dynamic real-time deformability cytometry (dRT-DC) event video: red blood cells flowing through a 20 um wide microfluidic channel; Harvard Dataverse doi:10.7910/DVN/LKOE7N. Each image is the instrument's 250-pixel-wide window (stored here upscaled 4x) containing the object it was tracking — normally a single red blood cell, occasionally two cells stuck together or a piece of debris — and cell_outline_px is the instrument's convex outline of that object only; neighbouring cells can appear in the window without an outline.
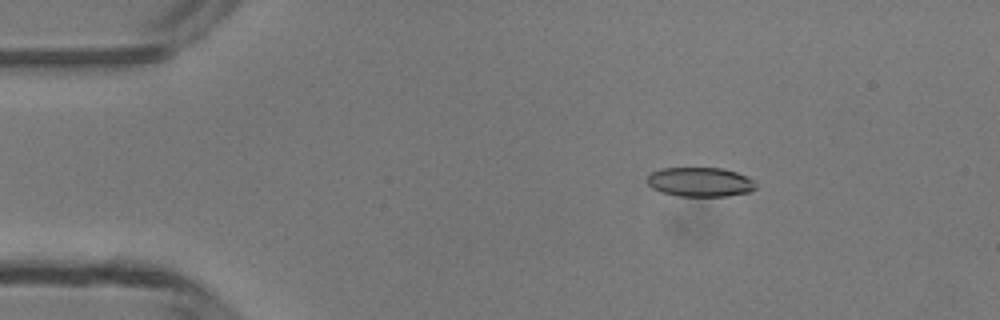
{"species": "common noctule bat (a hibernating species)", "species_latin": "Nyctalus noctula", "temperature_condition": "room temperature", "stored_images_in_passage": 48, "camera_frame_rate_fps": 3000, "um_per_image_px": 0.085, "animal": {"sex": "male", "body_mass_g": 13.3}, "frame": {"image": 1, "passage_image": 7, "time_ms": 2.0, "image_size_px": [1000, 320], "cell_outline_px": [[756, 188], [752, 192], [728, 196], [676, 196], [660, 192], [652, 188], [644, 180], [652, 172], [660, 168], [724, 168], [748, 176], [756, 184]], "centroid_in_image_um": [59.5, 15.47], "position_along_channel_um": 25.5, "area_um2": 18.9}}
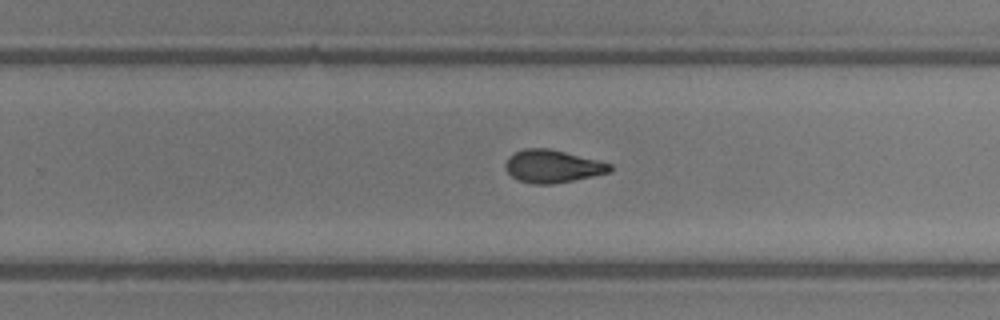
{"frame": {"image": 2, "passage_image": 30, "time_ms": 9.667, "image_size_px": [1000, 320], "cell_outline_px": [[612, 168], [608, 172], [592, 176], [552, 184], [532, 184], [520, 180], [512, 176], [508, 172], [504, 164], [516, 152], [524, 148], [548, 148], [612, 164]], "centroid_in_image_um": [46.95, 14.14], "position_along_channel_um": 282.8, "area_um2": 19.42}}
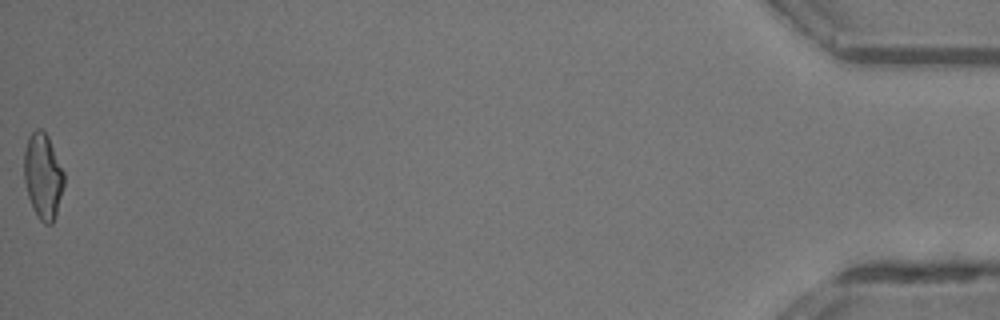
{"frame": {"image": 3, "passage_image": 48, "time_ms": 15.667, "image_size_px": [1000, 320], "cell_outline_px": [[64, 184], [56, 212], [52, 224], [44, 224], [36, 216], [32, 208], [28, 196], [24, 180], [24, 152], [28, 136], [36, 128], [40, 128], [48, 136], [64, 172]], "centroid_in_image_um": [3.63, 14.96], "position_along_channel_um": 431.6, "area_um2": 19.88}, "authors_computed_cell_mechanics": {"area_um2": 19.7098, "velocity_mm_per_s": 4.2313, "shape_relaxation_time_tau1_ms": 8.7919, "shape_relaxation_time_tau2_ms": 2.7114, "deformation_change_tau1": 0.2427, "deformation_change_tau2": 0.0914}}